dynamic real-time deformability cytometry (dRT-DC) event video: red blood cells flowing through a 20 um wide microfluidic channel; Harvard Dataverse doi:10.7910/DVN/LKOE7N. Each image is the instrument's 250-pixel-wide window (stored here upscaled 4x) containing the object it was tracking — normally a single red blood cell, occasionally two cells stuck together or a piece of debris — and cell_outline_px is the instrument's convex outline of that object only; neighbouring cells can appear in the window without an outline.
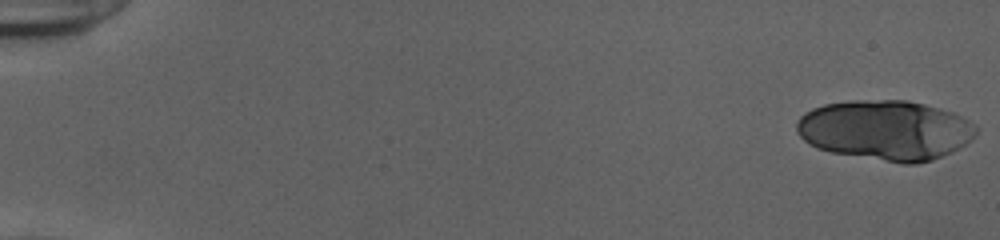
{"species": "human", "species_latin": "Homo sapiens", "temperature_condition": "cold", "stored_images_in_passage": 19, "camera_frame_rate_fps": 3000, "um_per_image_px": 0.085, "donor": {"sex": "female"}, "frame": {"image": 1, "passage_image": 1, "time_ms": 0.0, "image_size_px": [1000, 240], "cell_outline_px": [[980, 128], [976, 136], [972, 140], [952, 152], [932, 160], [916, 164], [904, 164], [832, 152], [816, 148], [808, 144], [796, 132], [796, 120], [804, 112], [812, 108], [824, 104], [852, 100], [908, 100], [940, 108], [952, 112], [976, 124]], "centroid_in_image_um": [75.28, 11.06], "position_along_channel_um": 9.7, "area_um2": 63.29}}